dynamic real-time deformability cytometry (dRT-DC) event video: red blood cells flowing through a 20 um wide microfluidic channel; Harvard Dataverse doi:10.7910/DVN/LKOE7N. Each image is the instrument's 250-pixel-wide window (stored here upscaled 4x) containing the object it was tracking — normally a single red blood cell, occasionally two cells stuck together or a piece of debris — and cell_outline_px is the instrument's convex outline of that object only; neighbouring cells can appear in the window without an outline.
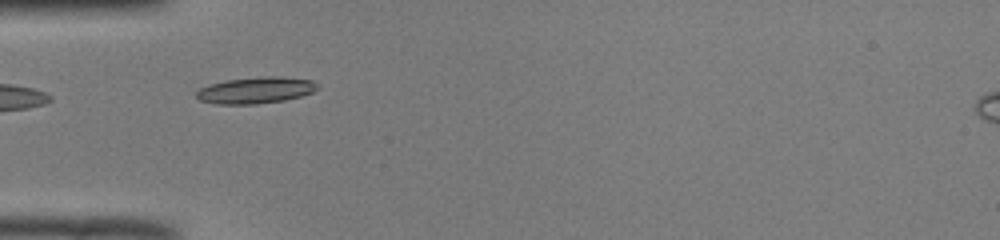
{"species": "common noctule bat (a hibernating species)", "species_latin": "Nyctalus noctula", "temperature_condition": "room temperature", "stored_images_in_passage": 36, "camera_frame_rate_fps": 3000, "um_per_image_px": 0.085, "animal": {"sex": "male", "body_mass_g": 19.0, "forearm_length_mm": 50.8}, "frame": {"image": 1, "passage_image": 1, "time_ms": 0.0, "image_size_px": [1000, 240], "cell_outline_px": [[316, 88], [312, 92], [300, 96], [284, 100], [256, 104], [216, 104], [200, 100], [196, 96], [196, 92], [200, 88], [208, 84], [228, 80], [268, 76], [276, 76], [312, 80], [316, 84]], "centroid_in_image_um": [21.69, 7.67], "position_along_channel_um": 63.3, "area_um2": 18.38}}
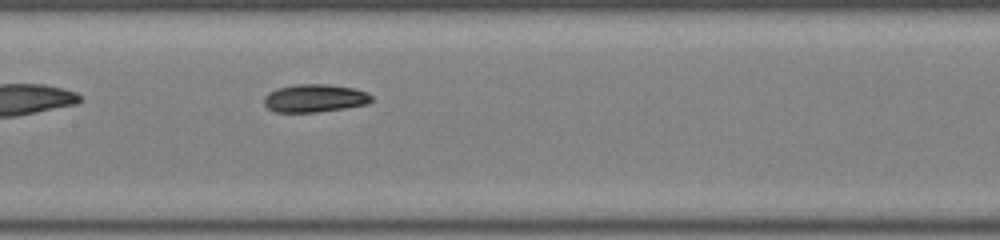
{"frame": {"image": 2, "passage_image": 10, "time_ms": 3.0, "image_size_px": [1000, 240], "cell_outline_px": [[372, 100], [364, 104], [344, 108], [316, 112], [276, 112], [268, 108], [264, 104], [264, 96], [268, 92], [276, 88], [296, 84], [328, 84], [352, 88], [364, 92], [372, 96]], "centroid_in_image_um": [26.68, 8.34], "position_along_channel_um": 180.7, "area_um2": 17.34}}
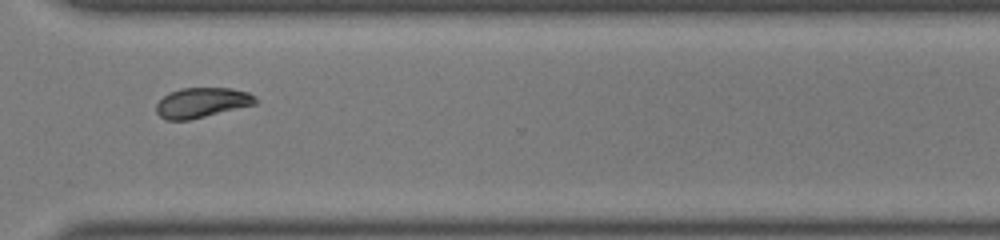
{"frame": {"image": 3, "passage_image": 23, "time_ms": 7.333, "image_size_px": [1000, 240], "cell_outline_px": [[256, 104], [188, 120], [164, 120], [156, 112], [156, 104], [168, 92], [180, 88], [232, 88], [248, 92], [256, 96]], "centroid_in_image_um": [17.14, 8.71], "position_along_channel_um": 353.5, "area_um2": 17.34}, "authors_computed_cell_mechanics": {"area_um2": 17.4267, "velocity_mm_per_s": 3.9764, "shape_relaxation_time_tau1_ms": 2.6216, "shape_relaxation_time_tau2_ms": 4.7083, "deformation_change_tau1": 0.1104, "deformation_change_tau2": 0.0915}}